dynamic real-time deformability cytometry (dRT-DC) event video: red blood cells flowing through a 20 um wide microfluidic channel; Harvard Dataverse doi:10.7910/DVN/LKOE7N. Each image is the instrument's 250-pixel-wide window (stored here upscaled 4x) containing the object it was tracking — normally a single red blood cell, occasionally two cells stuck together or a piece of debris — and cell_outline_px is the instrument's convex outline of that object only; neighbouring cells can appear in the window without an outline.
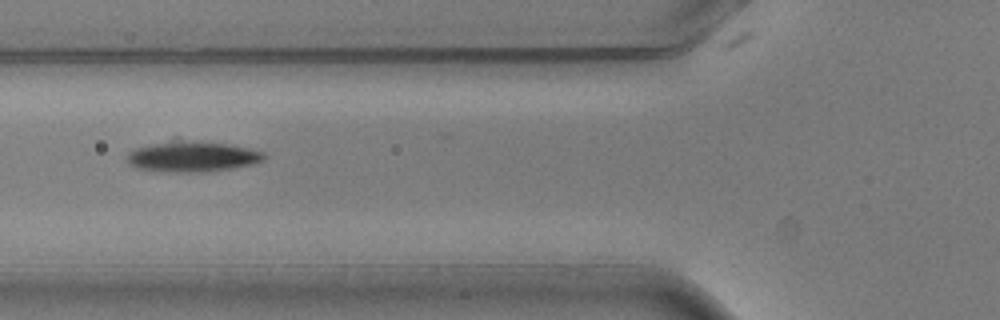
{"species": "common noctule bat (a hibernating species)", "species_latin": "Nyctalus noctula", "temperature_condition": "warm", "stored_images_in_passage": 8, "camera_frame_rate_fps": 3000, "um_per_image_px": 0.085, "animal": {"sex": "male", "body_mass_g": 20.5, "forearm_length_mm": 52.5}, "frame": {"image": 1, "passage_image": 6, "time_ms": 1.667, "image_size_px": [1000, 320], "cell_outline_px": [[268, 156], [264, 160], [256, 164], [232, 168], [204, 172], [176, 172], [136, 168], [128, 164], [128, 152], [136, 148], [172, 136], [176, 136], [248, 148], [264, 152]], "centroid_in_image_um": [16.33, 13.25], "position_along_channel_um": 109.5, "area_um2": 25.43}}
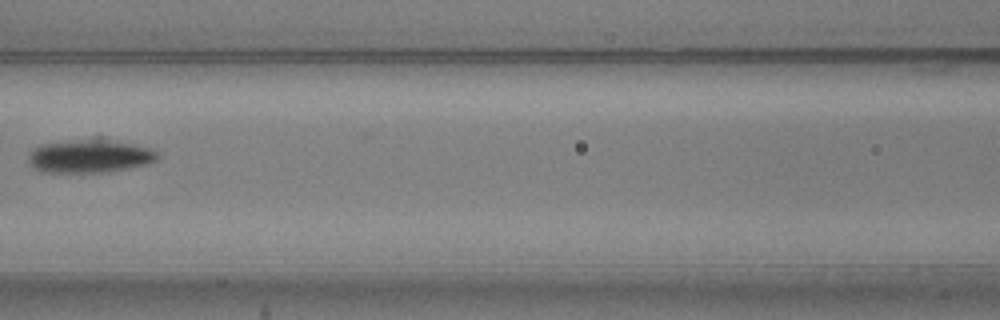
{"frame": {"image": 2, "passage_image": 7, "time_ms": 2.0, "image_size_px": [1000, 320], "cell_outline_px": [[160, 156], [156, 160], [148, 164], [108, 172], [40, 172], [28, 160], [28, 156], [32, 148], [40, 144], [92, 136], [104, 136], [148, 148], [156, 152]], "centroid_in_image_um": [7.62, 13.22], "position_along_channel_um": 159.0, "area_um2": 25.89}}
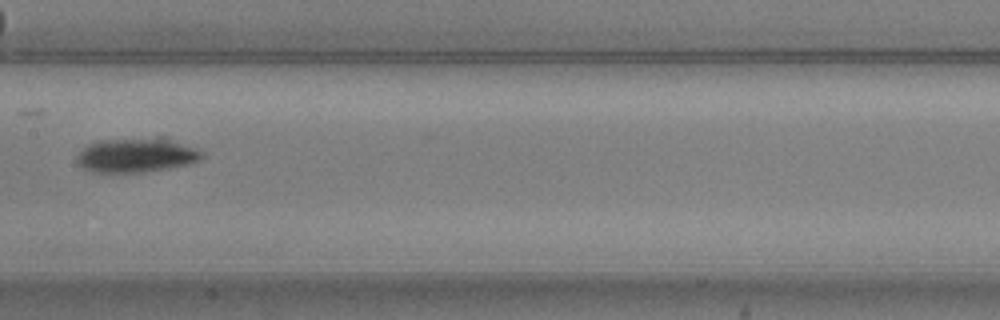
{"frame": {"image": 3, "passage_image": 8, "time_ms": 2.333, "image_size_px": [1000, 320], "cell_outline_px": [[204, 156], [200, 160], [188, 164], [168, 168], [144, 172], [96, 172], [80, 168], [76, 160], [76, 156], [88, 144], [96, 140], [156, 136], [164, 136], [196, 148], [204, 152]], "centroid_in_image_um": [11.61, 13.15], "position_along_channel_um": 195.8, "area_um2": 25.72}}